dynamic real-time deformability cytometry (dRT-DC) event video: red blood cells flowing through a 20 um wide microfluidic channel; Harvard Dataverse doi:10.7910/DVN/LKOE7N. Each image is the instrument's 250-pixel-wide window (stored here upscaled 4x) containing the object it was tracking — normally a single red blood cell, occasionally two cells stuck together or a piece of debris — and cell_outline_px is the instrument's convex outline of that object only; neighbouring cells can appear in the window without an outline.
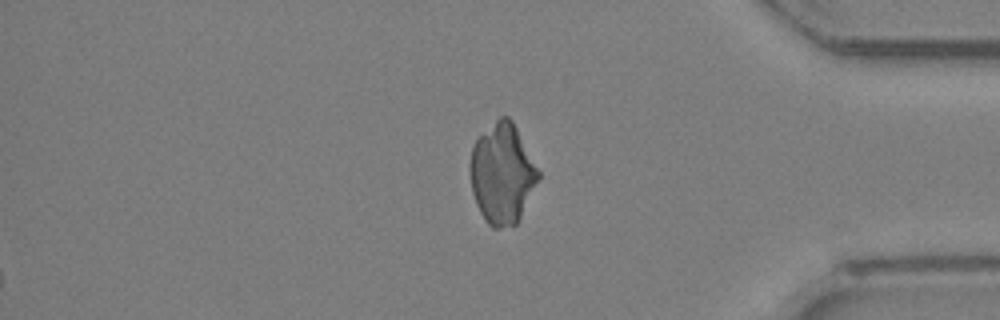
{"species": "Egyptian fruit bat (a non-hibernating species)", "species_latin": "Rousettus aegyptiacus", "temperature_condition": "room temperature", "stored_images_in_passage": 29, "segment_of_instrument_passage": [2, 2], "camera_frame_rate_fps": 3000, "um_per_image_px": 0.085, "animal": {"sex": "female"}, "frame": {"image": 1, "passage_image": 29, "time_ms": 9.333, "image_size_px": [1000, 320], "cell_outline_px": [[540, 176], [516, 224], [500, 228], [492, 228], [488, 224], [480, 212], [476, 204], [472, 192], [468, 168], [472, 144], [500, 116], [508, 116], [512, 120], [540, 172]], "centroid_in_image_um": [42.65, 14.76], "position_along_channel_um": 392.5, "area_um2": 39.59}}